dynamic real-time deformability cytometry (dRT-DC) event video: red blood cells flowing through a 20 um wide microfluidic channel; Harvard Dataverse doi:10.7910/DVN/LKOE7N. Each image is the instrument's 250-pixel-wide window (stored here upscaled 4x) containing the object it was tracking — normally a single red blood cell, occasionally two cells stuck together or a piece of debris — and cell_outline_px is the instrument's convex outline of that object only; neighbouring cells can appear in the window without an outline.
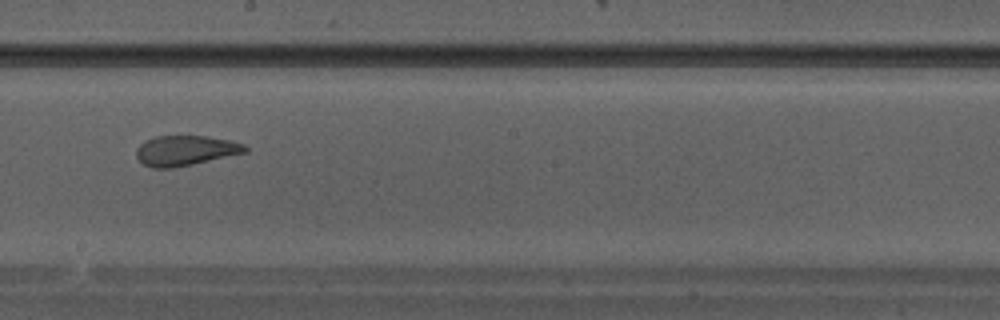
{"species": "Egyptian fruit bat (a non-hibernating species)", "species_latin": "Rousettus aegyptiacus", "temperature_condition": "warm", "stored_images_in_passage": 28, "camera_frame_rate_fps": 3000, "um_per_image_px": 0.085, "animal": {"sex": "male"}, "frame": {"image": 1, "passage_image": 13, "time_ms": 4.0, "image_size_px": [1000, 320], "cell_outline_px": [[248, 152], [192, 164], [172, 168], [152, 168], [144, 164], [136, 156], [136, 148], [144, 140], [156, 136], [204, 136], [228, 140], [244, 144], [248, 148]], "centroid_in_image_um": [15.74, 12.79], "position_along_channel_um": 232.5, "area_um2": 19.02}}